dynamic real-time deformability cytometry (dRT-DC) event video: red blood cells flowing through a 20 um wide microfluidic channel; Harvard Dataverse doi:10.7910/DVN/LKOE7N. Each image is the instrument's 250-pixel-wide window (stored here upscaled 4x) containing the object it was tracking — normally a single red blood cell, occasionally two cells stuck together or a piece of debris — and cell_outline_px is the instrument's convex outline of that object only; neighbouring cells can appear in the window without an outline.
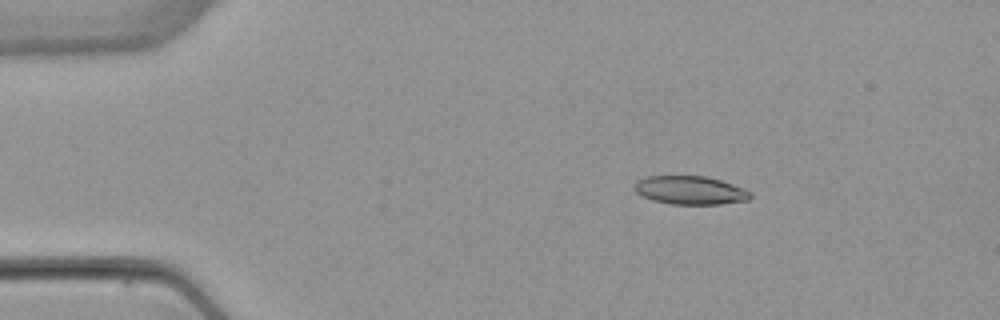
{"species": "common noctule bat (a hibernating species)", "species_latin": "Nyctalus noctula", "temperature_condition": "warm", "stored_images_in_passage": 4, "camera_frame_rate_fps": 3000, "um_per_image_px": 0.085, "animal": {"sex": "female", "body_mass_g": 22.7, "forearm_length_mm": 54.2}, "frame": {"image": 1, "passage_image": 2, "time_ms": 1.333, "image_size_px": [1000, 320], "cell_outline_px": [[752, 196], [748, 200], [720, 204], [672, 204], [652, 200], [636, 192], [636, 180], [648, 176], [708, 176], [744, 188], [752, 192]], "centroid_in_image_um": [58.71, 16.17], "position_along_channel_um": 26.3, "area_um2": 19.13}}